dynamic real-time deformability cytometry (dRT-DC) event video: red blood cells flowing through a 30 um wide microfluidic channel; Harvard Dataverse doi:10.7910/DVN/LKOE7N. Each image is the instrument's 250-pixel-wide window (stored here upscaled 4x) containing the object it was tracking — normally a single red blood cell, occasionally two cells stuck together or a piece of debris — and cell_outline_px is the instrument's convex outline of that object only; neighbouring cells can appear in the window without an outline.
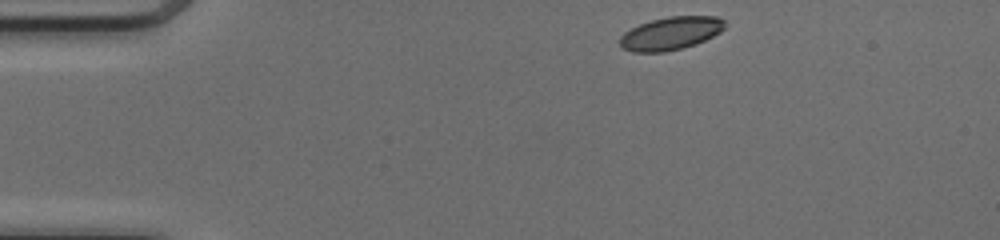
{"species": "common noctule bat (a hibernating species)", "species_latin": "Nyctalus noctula", "temperature_condition": "cold", "stored_images_in_passage": 43, "camera_frame_rate_fps": 3000, "um_per_image_px": 0.085, "animal": {"sex": "female", "body_mass_g": 17.0, "forearm_length_mm": 48.0}, "frame": {"image": 1, "passage_image": 1, "time_ms": 0.0, "image_size_px": [1000, 240], "cell_outline_px": [[724, 28], [720, 32], [696, 44], [664, 52], [632, 52], [624, 48], [620, 44], [620, 36], [624, 32], [640, 24], [652, 20], [668, 16], [716, 16], [724, 20]], "centroid_in_image_um": [57.0, 2.83], "position_along_channel_um": 28.0, "area_um2": 20.0}}
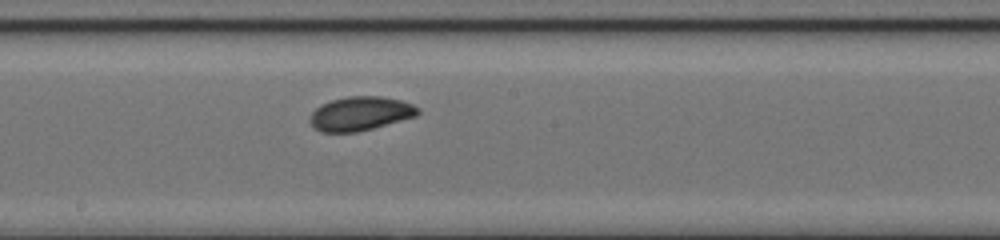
{"frame": {"image": 2, "passage_image": 20, "time_ms": 6.333, "image_size_px": [1000, 240], "cell_outline_px": [[420, 112], [416, 116], [372, 128], [356, 132], [320, 132], [312, 128], [308, 120], [312, 112], [320, 104], [332, 100], [348, 96], [380, 96], [400, 100], [412, 104], [420, 108]], "centroid_in_image_um": [30.59, 9.66], "position_along_channel_um": 217.6, "area_um2": 21.44}}
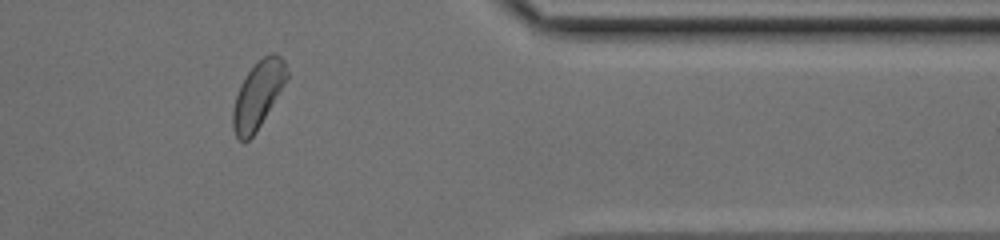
{"frame": {"image": 3, "passage_image": 34, "time_ms": 11.0, "image_size_px": [1000, 240], "cell_outline_px": [[288, 80], [256, 132], [248, 140], [240, 140], [236, 136], [232, 128], [232, 112], [236, 96], [240, 84], [248, 72], [268, 52], [276, 52], [284, 60], [288, 72]], "centroid_in_image_um": [21.95, 8.04], "position_along_channel_um": 389.5, "area_um2": 21.04}, "authors_computed_cell_mechanics": {"area_um2": 21.3282, "velocity_mm_per_s": 4.0954, "shape_relaxation_time_tau1_ms": 3.3762, "shape_relaxation_time_tau2_ms": 3.3904, "deformation_change_tau1": 0.0914, "deformation_change_tau2": 0.0663}}